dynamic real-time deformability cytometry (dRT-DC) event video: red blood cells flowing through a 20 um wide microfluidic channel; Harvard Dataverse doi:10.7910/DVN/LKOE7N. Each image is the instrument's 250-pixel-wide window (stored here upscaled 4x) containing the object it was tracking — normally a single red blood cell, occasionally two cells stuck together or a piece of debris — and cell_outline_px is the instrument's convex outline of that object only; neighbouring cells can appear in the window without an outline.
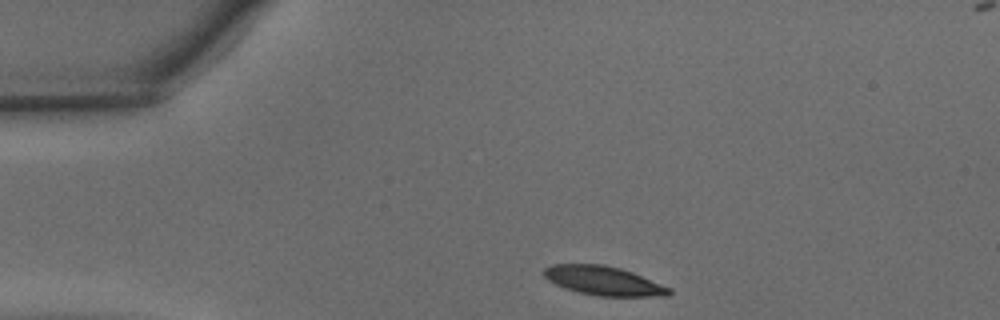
{"species": "common noctule bat (a hibernating species)", "species_latin": "Nyctalus noctula", "temperature_condition": "warm", "stored_images_in_passage": 29, "camera_frame_rate_fps": 3000, "um_per_image_px": 0.085, "animal": {"sex": "male", "body_mass_g": 15.6}, "frame": {"image": 1, "passage_image": 1, "time_ms": 0.0, "image_size_px": [1000, 320], "cell_outline_px": [[672, 292], [668, 296], [596, 296], [564, 288], [548, 280], [544, 276], [544, 268], [552, 264], [604, 264], [620, 268], [632, 272], [672, 288]], "centroid_in_image_um": [51.32, 23.86], "position_along_channel_um": 33.7, "area_um2": 21.21}}
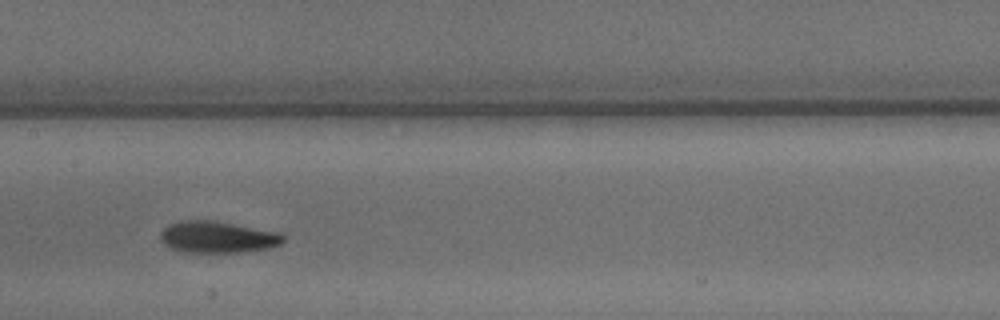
{"frame": {"image": 2, "passage_image": 15, "time_ms": 4.667, "image_size_px": [1000, 320], "cell_outline_px": [[284, 240], [280, 244], [268, 248], [240, 252], [180, 252], [164, 244], [160, 240], [160, 232], [168, 224], [180, 220], [212, 220], [280, 232], [284, 236]], "centroid_in_image_um": [18.46, 20.14], "position_along_channel_um": 188.9, "area_um2": 22.72}}
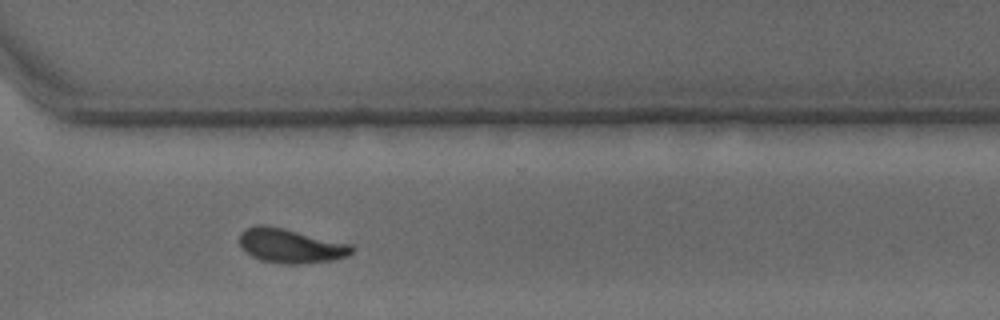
{"frame": {"image": 3, "passage_image": 26, "time_ms": 8.333, "image_size_px": [1000, 320], "cell_outline_px": [[356, 248], [352, 252], [344, 256], [332, 260], [296, 264], [284, 264], [260, 260], [244, 252], [240, 244], [240, 232], [256, 224], [264, 224], [352, 244]], "centroid_in_image_um": [24.67, 20.89], "position_along_channel_um": 345.9, "area_um2": 22.31}, "authors_computed_cell_mechanics": {"area_um2": 22.3108, "velocity_mm_per_s": 4.2967, "shape_relaxation_time_tau1_ms": 2.6165, "shape_relaxation_time_tau2_ms": 2.3304, "deformation_change_tau1": 0.12, "deformation_change_tau2": 0.092}}